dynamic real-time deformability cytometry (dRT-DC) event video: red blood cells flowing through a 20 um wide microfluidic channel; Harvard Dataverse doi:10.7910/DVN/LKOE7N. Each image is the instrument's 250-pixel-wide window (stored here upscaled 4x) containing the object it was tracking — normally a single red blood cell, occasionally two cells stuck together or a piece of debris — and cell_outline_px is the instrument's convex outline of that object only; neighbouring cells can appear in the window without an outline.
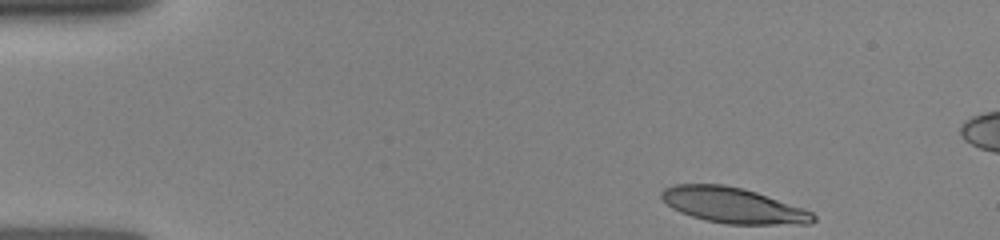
{"species": "human", "species_latin": "Homo sapiens", "temperature_condition": "room temperature", "stored_images_in_passage": 29, "camera_frame_rate_fps": 3000, "um_per_image_px": 0.085, "donor": {"sex": "female"}, "frame": {"image": 1, "passage_image": 1, "time_ms": 0.0, "image_size_px": [1000, 240], "cell_outline_px": [[816, 220], [812, 224], [728, 224], [704, 220], [680, 212], [672, 208], [660, 196], [660, 192], [664, 188], [676, 184], [724, 184], [756, 192], [804, 208], [812, 212], [816, 216]], "centroid_in_image_um": [62.33, 17.46], "position_along_channel_um": 22.7, "area_um2": 31.39}}
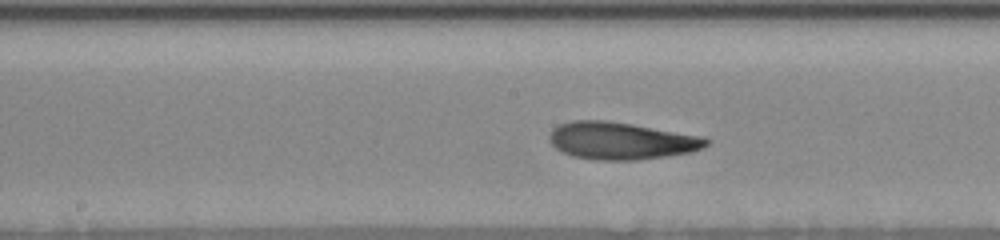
{"frame": {"image": 2, "passage_image": 16, "time_ms": 6.333, "image_size_px": [1000, 240], "cell_outline_px": [[712, 140], [704, 148], [692, 152], [668, 156], [636, 160], [592, 160], [572, 156], [556, 148], [552, 144], [552, 132], [560, 124], [576, 120], [604, 120], [632, 124], [704, 136]], "centroid_in_image_um": [52.9, 11.98], "position_along_channel_um": 195.3, "area_um2": 33.99}}
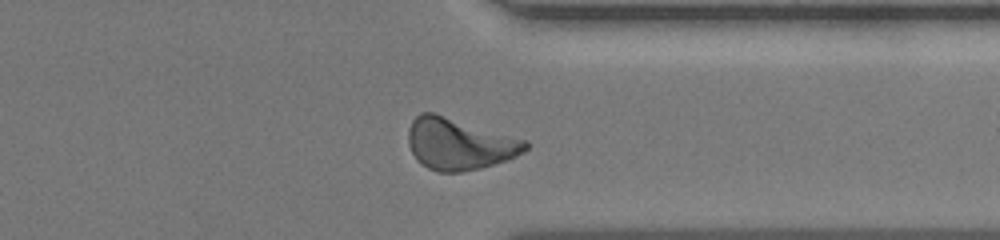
{"frame": {"image": 3, "passage_image": 26, "time_ms": 10.667, "image_size_px": [1000, 240], "cell_outline_px": [[528, 148], [524, 152], [508, 160], [480, 168], [460, 172], [440, 172], [428, 168], [420, 164], [416, 160], [408, 144], [408, 128], [412, 120], [420, 112], [436, 112], [528, 140]], "centroid_in_image_um": [39.04, 12.21], "position_along_channel_um": 372.4, "area_um2": 35.78}}